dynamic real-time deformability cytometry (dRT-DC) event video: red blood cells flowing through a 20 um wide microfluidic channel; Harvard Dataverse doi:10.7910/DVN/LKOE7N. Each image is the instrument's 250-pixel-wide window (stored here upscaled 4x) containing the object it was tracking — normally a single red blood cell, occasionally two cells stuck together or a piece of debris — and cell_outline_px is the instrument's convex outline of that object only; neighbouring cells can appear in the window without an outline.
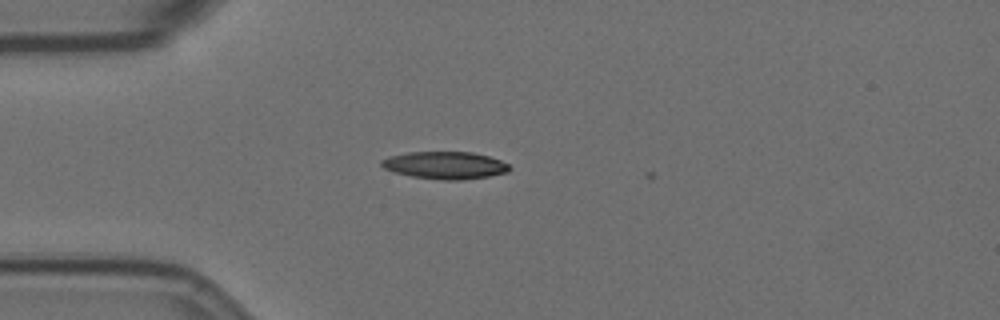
{"species": "Egyptian fruit bat (a non-hibernating species)", "species_latin": "Rousettus aegyptiacus", "temperature_condition": "room temperature", "stored_images_in_passage": 2, "camera_frame_rate_fps": 3000, "um_per_image_px": 0.085, "animal": {"sex": "female"}, "frame": {"image": 1, "passage_image": 1, "time_ms": 0.0, "image_size_px": [1000, 320], "cell_outline_px": [[512, 168], [508, 172], [488, 176], [460, 180], [444, 180], [412, 176], [396, 172], [384, 168], [380, 164], [380, 160], [392, 156], [408, 152], [472, 152], [488, 156], [500, 160], [508, 164]], "centroid_in_image_um": [37.86, 14.04], "position_along_channel_um": 47.1, "area_um2": 20.23}}